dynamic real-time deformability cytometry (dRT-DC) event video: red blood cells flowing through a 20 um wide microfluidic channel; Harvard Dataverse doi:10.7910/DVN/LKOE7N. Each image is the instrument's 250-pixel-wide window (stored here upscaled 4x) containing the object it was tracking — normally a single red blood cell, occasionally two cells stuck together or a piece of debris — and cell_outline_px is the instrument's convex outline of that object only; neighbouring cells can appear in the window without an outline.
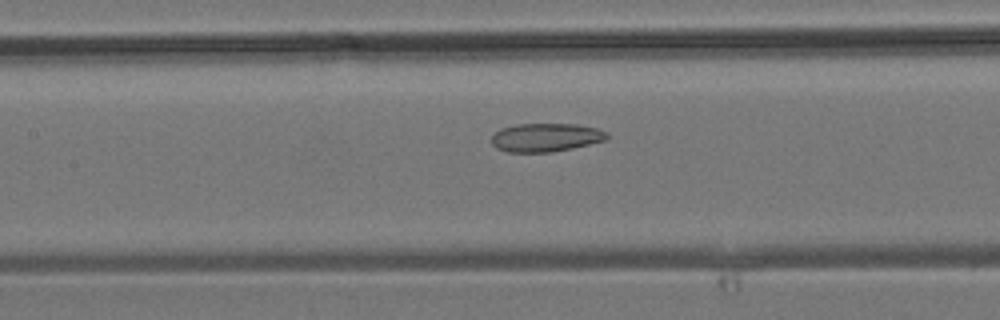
{"species": "common noctule bat (a hibernating species)", "species_latin": "Nyctalus noctula", "temperature_condition": "room temperature", "stored_images_in_passage": 34, "camera_frame_rate_fps": 3000, "um_per_image_px": 0.085, "animal": {"sex": "male", "body_mass_g": 19.2, "forearm_length_mm": 51.8}, "frame": {"image": 1, "passage_image": 15, "time_ms": 4.667, "image_size_px": [1000, 320], "cell_outline_px": [[608, 140], [572, 148], [552, 152], [508, 152], [496, 148], [492, 144], [492, 136], [500, 128], [516, 124], [576, 124], [596, 128], [608, 132]], "centroid_in_image_um": [46.4, 11.68], "position_along_channel_um": 161.0, "area_um2": 19.25}}
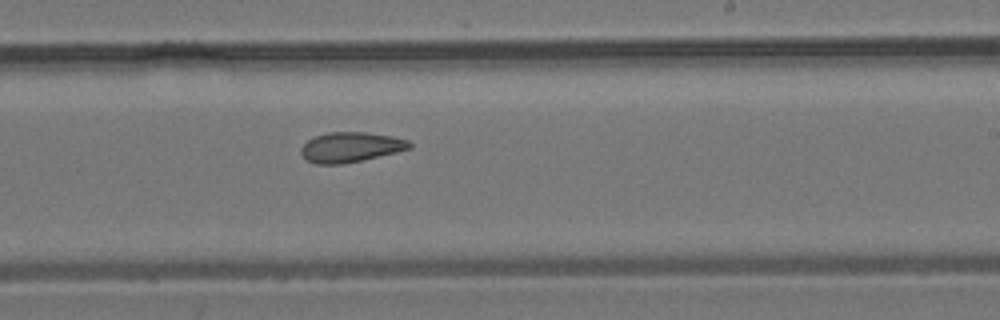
{"frame": {"image": 2, "passage_image": 21, "time_ms": 6.667, "image_size_px": [1000, 320], "cell_outline_px": [[412, 148], [396, 152], [360, 160], [340, 164], [316, 164], [304, 160], [300, 152], [300, 148], [308, 140], [316, 136], [328, 132], [368, 132], [392, 136], [408, 140], [412, 144]], "centroid_in_image_um": [29.78, 12.5], "position_along_channel_um": 259.2, "area_um2": 18.96}}
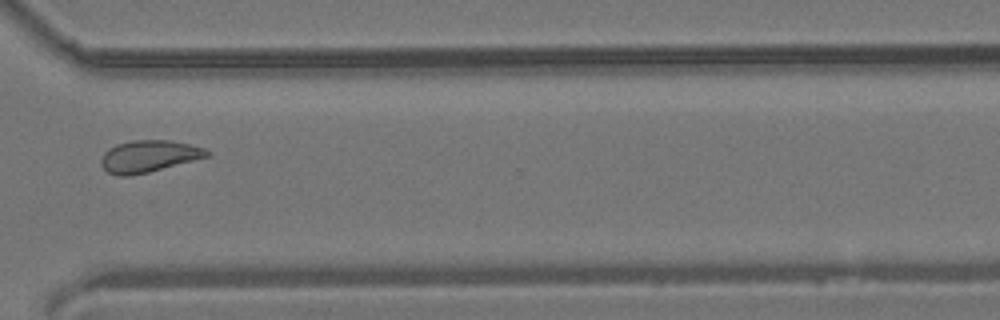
{"frame": {"image": 3, "passage_image": 27, "time_ms": 8.667, "image_size_px": [1000, 320], "cell_outline_px": [[212, 152], [208, 156], [148, 172], [128, 176], [116, 176], [108, 172], [100, 164], [100, 160], [104, 152], [108, 148], [116, 144], [132, 140], [168, 140], [188, 144], [204, 148]], "centroid_in_image_um": [12.6, 13.28], "position_along_channel_um": 358.0, "area_um2": 19.54}}